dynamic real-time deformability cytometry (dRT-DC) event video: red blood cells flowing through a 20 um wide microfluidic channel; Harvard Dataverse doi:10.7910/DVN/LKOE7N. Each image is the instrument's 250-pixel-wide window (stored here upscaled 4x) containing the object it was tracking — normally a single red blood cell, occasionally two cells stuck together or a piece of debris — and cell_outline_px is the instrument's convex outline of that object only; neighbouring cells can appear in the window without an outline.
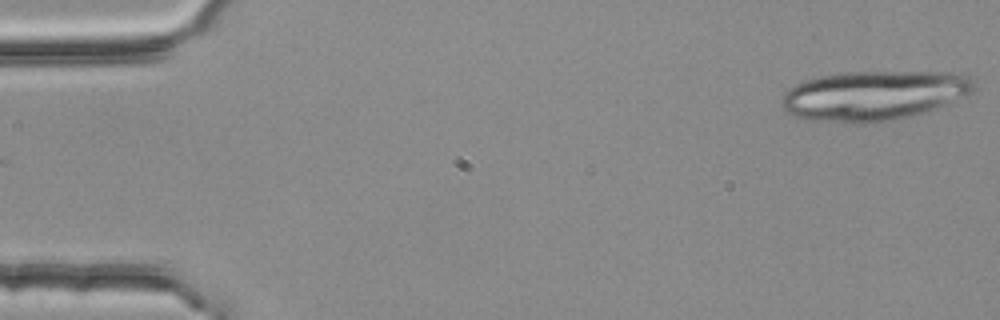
{"species": "common noctule bat (a hibernating species)", "species_latin": "Nyctalus noctula", "temperature_condition": "room temperature", "stored_images_in_passage": 4, "camera_frame_rate_fps": 3000, "um_per_image_px": 0.085, "animal": {"sex": "female", "body_mass_g": 25.1}, "frame": {"image": 1, "passage_image": 4, "time_ms": 1.0, "image_size_px": [1000, 320], "cell_outline_px": [[976, 88], [928, 112], [900, 120], [876, 124], [856, 124], [800, 120], [792, 116], [780, 104], [780, 100], [784, 92], [788, 88], [804, 80], [820, 76], [848, 72], [960, 72], [968, 76]], "centroid_in_image_um": [74.19, 8.16], "position_along_channel_um": 10.8, "area_um2": 56.59}}